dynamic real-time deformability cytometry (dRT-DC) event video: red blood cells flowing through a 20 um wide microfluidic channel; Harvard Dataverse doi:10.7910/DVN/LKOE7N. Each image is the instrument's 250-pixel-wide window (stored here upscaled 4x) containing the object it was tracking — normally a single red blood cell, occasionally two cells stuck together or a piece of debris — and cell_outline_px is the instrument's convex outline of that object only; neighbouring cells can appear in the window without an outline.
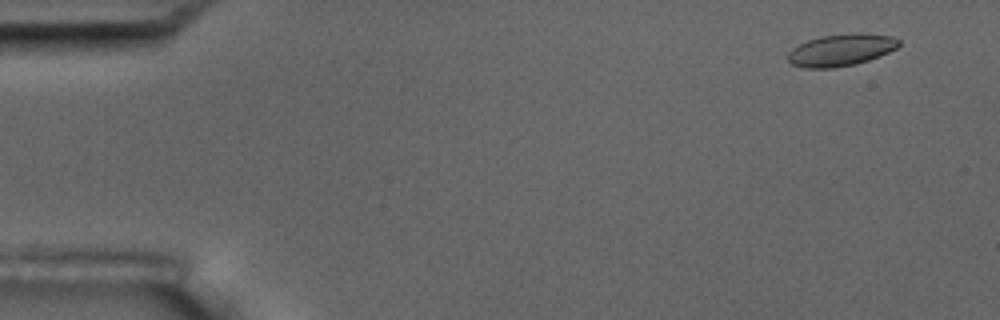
{"species": "common noctule bat (a hibernating species)", "species_latin": "Nyctalus noctula", "temperature_condition": "room temperature", "stored_images_in_passage": 5, "camera_frame_rate_fps": 3000, "um_per_image_px": 0.085, "animal": {"sex": "male", "body_mass_g": 17.5, "forearm_length_mm": 52.3}, "frame": {"image": 1, "passage_image": 1, "time_ms": 0.0, "image_size_px": [1000, 320], "cell_outline_px": [[900, 44], [896, 48], [880, 56], [856, 64], [832, 68], [804, 68], [792, 64], [788, 60], [788, 52], [792, 48], [808, 40], [820, 36], [852, 32], [860, 32], [892, 36], [900, 40]], "centroid_in_image_um": [71.5, 4.24], "position_along_channel_um": 13.5, "area_um2": 20.87}}
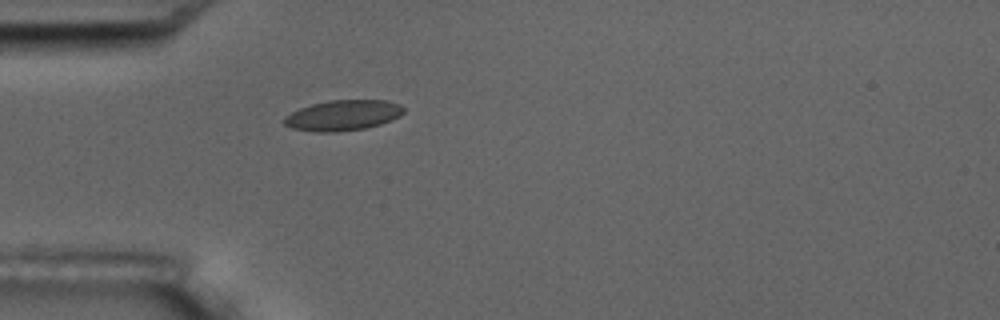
{"frame": {"image": 2, "passage_image": 5, "time_ms": 4.333, "image_size_px": [1000, 320], "cell_outline_px": [[404, 112], [400, 116], [392, 120], [380, 124], [364, 128], [336, 132], [312, 132], [292, 128], [284, 124], [284, 116], [300, 108], [312, 104], [328, 100], [388, 100], [400, 104], [404, 108]], "centroid_in_image_um": [29.16, 9.8], "position_along_channel_um": 55.8, "area_um2": 21.33}}